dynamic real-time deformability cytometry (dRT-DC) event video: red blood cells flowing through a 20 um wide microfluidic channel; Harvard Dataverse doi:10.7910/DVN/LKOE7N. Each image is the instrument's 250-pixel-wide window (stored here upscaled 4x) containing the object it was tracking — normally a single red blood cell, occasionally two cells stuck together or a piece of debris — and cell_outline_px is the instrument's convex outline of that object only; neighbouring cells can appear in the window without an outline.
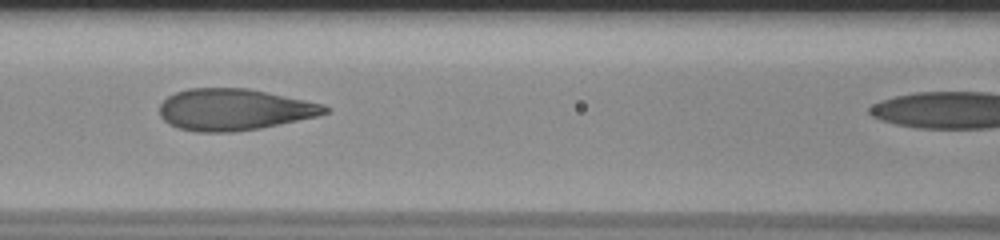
{"species": "human", "species_latin": "Homo sapiens", "temperature_condition": "room temperature", "stored_images_in_passage": 18, "camera_frame_rate_fps": 3000, "um_per_image_px": 0.085, "donor": {"sex": "male"}, "frame": {"image": 1, "passage_image": 11, "time_ms": 3.333, "image_size_px": [1000, 240], "cell_outline_px": [[332, 108], [328, 112], [316, 116], [260, 128], [232, 132], [196, 132], [176, 128], [168, 124], [160, 116], [160, 104], [168, 96], [176, 92], [188, 88], [248, 88], [324, 104]], "centroid_in_image_um": [19.87, 9.31], "position_along_channel_um": 146.7, "area_um2": 40.06}}